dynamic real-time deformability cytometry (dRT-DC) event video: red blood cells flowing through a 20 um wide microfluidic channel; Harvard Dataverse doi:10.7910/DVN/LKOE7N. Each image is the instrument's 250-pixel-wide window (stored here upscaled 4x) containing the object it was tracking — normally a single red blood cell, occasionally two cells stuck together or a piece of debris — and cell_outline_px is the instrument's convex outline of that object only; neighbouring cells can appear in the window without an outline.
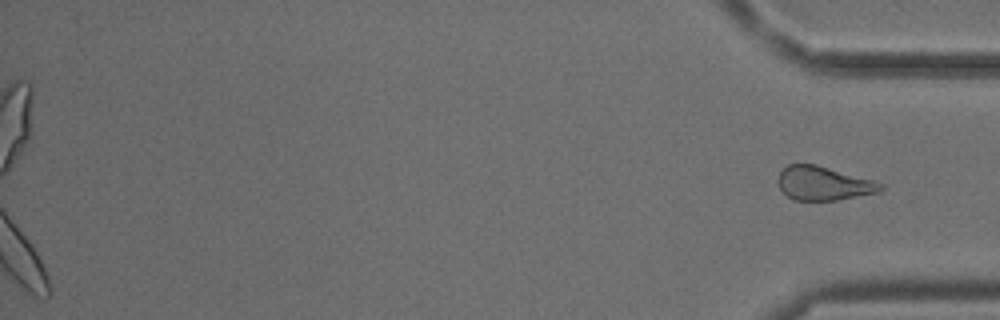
{"species": "common noctule bat (a hibernating species)", "species_latin": "Nyctalus noctula", "temperature_condition": "cold", "stored_images_in_passage": 46, "camera_frame_rate_fps": 3000, "um_per_image_px": 0.085, "animal": {"sex": "male", "body_mass_g": 18.8}, "frame": {"image": 1, "passage_image": 46, "time_ms": 15.0, "image_size_px": [1000, 320], "cell_outline_px": [[884, 188], [880, 192], [836, 200], [792, 200], [780, 188], [776, 180], [780, 172], [788, 164], [816, 164], [876, 180], [884, 184]], "centroid_in_image_um": [70.03, 15.58], "position_along_channel_um": 365.2, "area_um2": 20.46}}